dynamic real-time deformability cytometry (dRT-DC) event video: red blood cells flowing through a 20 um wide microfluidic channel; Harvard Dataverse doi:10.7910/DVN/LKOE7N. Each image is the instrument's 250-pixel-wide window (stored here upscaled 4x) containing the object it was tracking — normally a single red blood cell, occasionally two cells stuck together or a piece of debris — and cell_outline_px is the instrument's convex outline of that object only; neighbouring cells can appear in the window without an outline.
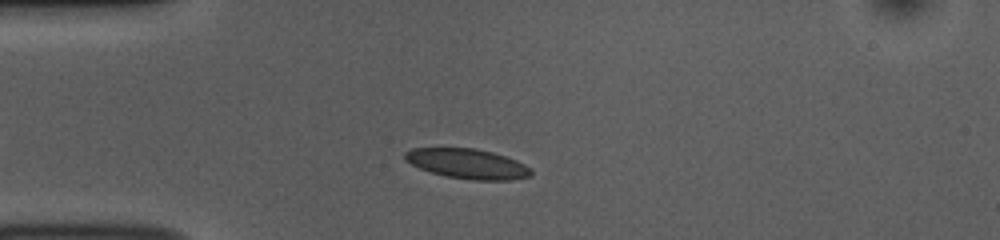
{"species": "common noctule bat (a hibernating species)", "species_latin": "Nyctalus noctula", "temperature_condition": "room temperature", "stored_images_in_passage": 46, "camera_frame_rate_fps": 3000, "um_per_image_px": 0.085, "animal": {"sex": "female", "body_mass_g": 10.0, "forearm_length_mm": 53.1}, "frame": {"image": 1, "passage_image": 7, "time_ms": 2.0, "image_size_px": [1000, 240], "cell_outline_px": [[532, 176], [512, 180], [472, 180], [444, 176], [420, 168], [404, 160], [404, 152], [412, 148], [476, 148], [492, 152], [516, 160], [532, 168]], "centroid_in_image_um": [39.75, 13.92], "position_along_channel_um": 45.3, "area_um2": 22.08}}
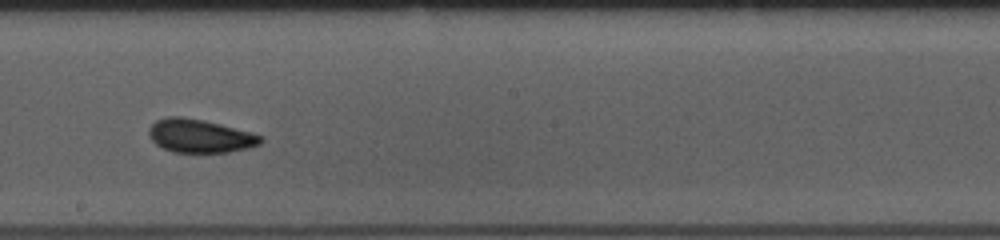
{"frame": {"image": 2, "passage_image": 23, "time_ms": 7.333, "image_size_px": [1000, 240], "cell_outline_px": [[264, 140], [260, 144], [248, 148], [228, 152], [172, 152], [156, 144], [148, 136], [148, 128], [156, 120], [168, 116], [180, 116], [204, 120], [252, 132], [264, 136]], "centroid_in_image_um": [17.0, 11.55], "position_along_channel_um": 231.2, "area_um2": 21.91}}
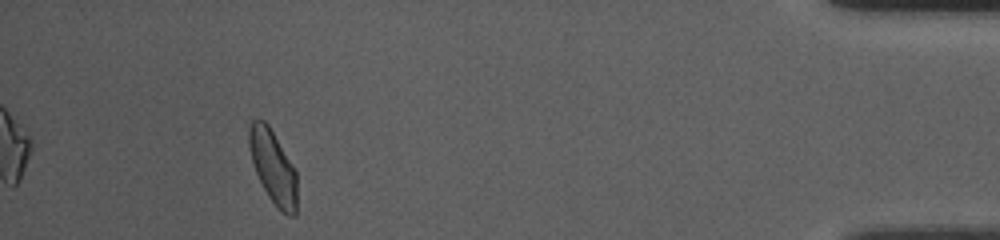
{"frame": {"image": 3, "passage_image": 42, "time_ms": 13.667, "image_size_px": [1000, 240], "cell_outline_px": [[296, 216], [288, 216], [276, 208], [268, 196], [252, 164], [248, 144], [248, 128], [252, 120], [256, 116], [260, 116], [268, 124], [296, 168]], "centroid_in_image_um": [23.19, 14.14], "position_along_channel_um": 412.0, "area_um2": 20.98}, "authors_computed_cell_mechanics": {"area_um2": 21.2415, "velocity_mm_per_s": 3.801, "shape_relaxation_time_tau1_ms": 3.9957, "shape_relaxation_time_tau2_ms": 3.7756, "deformation_change_tau1": 0.1076, "deformation_change_tau2": 0.0716}}